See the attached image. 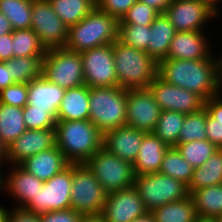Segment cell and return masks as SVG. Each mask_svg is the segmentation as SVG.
Wrapping results in <instances>:
<instances>
[{
	"label": "cell",
	"instance_id": "8fae6325",
	"mask_svg": "<svg viewBox=\"0 0 222 222\" xmlns=\"http://www.w3.org/2000/svg\"><path fill=\"white\" fill-rule=\"evenodd\" d=\"M164 14L176 32L205 31L210 21L220 17L203 0H172Z\"/></svg>",
	"mask_w": 222,
	"mask_h": 222
},
{
	"label": "cell",
	"instance_id": "9c48e42d",
	"mask_svg": "<svg viewBox=\"0 0 222 222\" xmlns=\"http://www.w3.org/2000/svg\"><path fill=\"white\" fill-rule=\"evenodd\" d=\"M107 193L88 167L72 164L71 208L81 215H99Z\"/></svg>",
	"mask_w": 222,
	"mask_h": 222
},
{
	"label": "cell",
	"instance_id": "816d5d0a",
	"mask_svg": "<svg viewBox=\"0 0 222 222\" xmlns=\"http://www.w3.org/2000/svg\"><path fill=\"white\" fill-rule=\"evenodd\" d=\"M79 222H105L103 216L99 215H82Z\"/></svg>",
	"mask_w": 222,
	"mask_h": 222
},
{
	"label": "cell",
	"instance_id": "9a60e30c",
	"mask_svg": "<svg viewBox=\"0 0 222 222\" xmlns=\"http://www.w3.org/2000/svg\"><path fill=\"white\" fill-rule=\"evenodd\" d=\"M162 110L146 89L127 90L126 125L144 132H153Z\"/></svg>",
	"mask_w": 222,
	"mask_h": 222
},
{
	"label": "cell",
	"instance_id": "f5cc1de1",
	"mask_svg": "<svg viewBox=\"0 0 222 222\" xmlns=\"http://www.w3.org/2000/svg\"><path fill=\"white\" fill-rule=\"evenodd\" d=\"M0 165H8L7 161V147L0 140Z\"/></svg>",
	"mask_w": 222,
	"mask_h": 222
},
{
	"label": "cell",
	"instance_id": "5bb4252c",
	"mask_svg": "<svg viewBox=\"0 0 222 222\" xmlns=\"http://www.w3.org/2000/svg\"><path fill=\"white\" fill-rule=\"evenodd\" d=\"M162 111L184 114L197 112L205 107V100L197 93L166 83L157 76L148 86Z\"/></svg>",
	"mask_w": 222,
	"mask_h": 222
},
{
	"label": "cell",
	"instance_id": "60d3db41",
	"mask_svg": "<svg viewBox=\"0 0 222 222\" xmlns=\"http://www.w3.org/2000/svg\"><path fill=\"white\" fill-rule=\"evenodd\" d=\"M0 103L23 108L28 103V84L15 83L2 89Z\"/></svg>",
	"mask_w": 222,
	"mask_h": 222
},
{
	"label": "cell",
	"instance_id": "836d02e7",
	"mask_svg": "<svg viewBox=\"0 0 222 222\" xmlns=\"http://www.w3.org/2000/svg\"><path fill=\"white\" fill-rule=\"evenodd\" d=\"M193 172L194 167L182 157L176 147H169L167 149L159 173L180 180L188 186Z\"/></svg>",
	"mask_w": 222,
	"mask_h": 222
},
{
	"label": "cell",
	"instance_id": "6da1fadb",
	"mask_svg": "<svg viewBox=\"0 0 222 222\" xmlns=\"http://www.w3.org/2000/svg\"><path fill=\"white\" fill-rule=\"evenodd\" d=\"M158 76L166 83L197 93L205 101L221 92L220 59H163Z\"/></svg>",
	"mask_w": 222,
	"mask_h": 222
},
{
	"label": "cell",
	"instance_id": "9f6ffc18",
	"mask_svg": "<svg viewBox=\"0 0 222 222\" xmlns=\"http://www.w3.org/2000/svg\"><path fill=\"white\" fill-rule=\"evenodd\" d=\"M133 222H155L153 215L148 212L146 215L136 218Z\"/></svg>",
	"mask_w": 222,
	"mask_h": 222
},
{
	"label": "cell",
	"instance_id": "b9f144b4",
	"mask_svg": "<svg viewBox=\"0 0 222 222\" xmlns=\"http://www.w3.org/2000/svg\"><path fill=\"white\" fill-rule=\"evenodd\" d=\"M137 0H96V7L120 20Z\"/></svg>",
	"mask_w": 222,
	"mask_h": 222
},
{
	"label": "cell",
	"instance_id": "94428289",
	"mask_svg": "<svg viewBox=\"0 0 222 222\" xmlns=\"http://www.w3.org/2000/svg\"><path fill=\"white\" fill-rule=\"evenodd\" d=\"M214 222H222V217L220 218H215V219H212Z\"/></svg>",
	"mask_w": 222,
	"mask_h": 222
},
{
	"label": "cell",
	"instance_id": "7a4b0ae2",
	"mask_svg": "<svg viewBox=\"0 0 222 222\" xmlns=\"http://www.w3.org/2000/svg\"><path fill=\"white\" fill-rule=\"evenodd\" d=\"M55 138L70 164L85 163L103 147V133L89 120L57 121Z\"/></svg>",
	"mask_w": 222,
	"mask_h": 222
},
{
	"label": "cell",
	"instance_id": "5b68a950",
	"mask_svg": "<svg viewBox=\"0 0 222 222\" xmlns=\"http://www.w3.org/2000/svg\"><path fill=\"white\" fill-rule=\"evenodd\" d=\"M127 89L89 87V121L103 134L126 125Z\"/></svg>",
	"mask_w": 222,
	"mask_h": 222
},
{
	"label": "cell",
	"instance_id": "ab89813d",
	"mask_svg": "<svg viewBox=\"0 0 222 222\" xmlns=\"http://www.w3.org/2000/svg\"><path fill=\"white\" fill-rule=\"evenodd\" d=\"M158 15L154 8L137 0L119 20V24L150 26Z\"/></svg>",
	"mask_w": 222,
	"mask_h": 222
},
{
	"label": "cell",
	"instance_id": "7402d4cb",
	"mask_svg": "<svg viewBox=\"0 0 222 222\" xmlns=\"http://www.w3.org/2000/svg\"><path fill=\"white\" fill-rule=\"evenodd\" d=\"M168 148L169 146L152 132L146 133L140 145L138 156L133 163L135 175L159 172Z\"/></svg>",
	"mask_w": 222,
	"mask_h": 222
},
{
	"label": "cell",
	"instance_id": "d6986e66",
	"mask_svg": "<svg viewBox=\"0 0 222 222\" xmlns=\"http://www.w3.org/2000/svg\"><path fill=\"white\" fill-rule=\"evenodd\" d=\"M146 133L128 125L120 126L103 134V148L133 164Z\"/></svg>",
	"mask_w": 222,
	"mask_h": 222
},
{
	"label": "cell",
	"instance_id": "ee69618b",
	"mask_svg": "<svg viewBox=\"0 0 222 222\" xmlns=\"http://www.w3.org/2000/svg\"><path fill=\"white\" fill-rule=\"evenodd\" d=\"M206 134L207 140L213 143L218 149H222V124L217 123L206 110Z\"/></svg>",
	"mask_w": 222,
	"mask_h": 222
},
{
	"label": "cell",
	"instance_id": "44dd1931",
	"mask_svg": "<svg viewBox=\"0 0 222 222\" xmlns=\"http://www.w3.org/2000/svg\"><path fill=\"white\" fill-rule=\"evenodd\" d=\"M70 163L65 159L57 145L35 154L19 164L21 168L33 174L43 182L60 173Z\"/></svg>",
	"mask_w": 222,
	"mask_h": 222
},
{
	"label": "cell",
	"instance_id": "7dc6e473",
	"mask_svg": "<svg viewBox=\"0 0 222 222\" xmlns=\"http://www.w3.org/2000/svg\"><path fill=\"white\" fill-rule=\"evenodd\" d=\"M12 33L0 36V61L13 58Z\"/></svg>",
	"mask_w": 222,
	"mask_h": 222
},
{
	"label": "cell",
	"instance_id": "8992f818",
	"mask_svg": "<svg viewBox=\"0 0 222 222\" xmlns=\"http://www.w3.org/2000/svg\"><path fill=\"white\" fill-rule=\"evenodd\" d=\"M42 76L65 90L84 85L81 54L65 47L47 49Z\"/></svg>",
	"mask_w": 222,
	"mask_h": 222
},
{
	"label": "cell",
	"instance_id": "db71d44e",
	"mask_svg": "<svg viewBox=\"0 0 222 222\" xmlns=\"http://www.w3.org/2000/svg\"><path fill=\"white\" fill-rule=\"evenodd\" d=\"M2 166H4V168H2ZM5 166L7 165H0V193L3 191L2 194L5 193V174H6L4 173L6 171Z\"/></svg>",
	"mask_w": 222,
	"mask_h": 222
},
{
	"label": "cell",
	"instance_id": "3957f363",
	"mask_svg": "<svg viewBox=\"0 0 222 222\" xmlns=\"http://www.w3.org/2000/svg\"><path fill=\"white\" fill-rule=\"evenodd\" d=\"M119 20L95 7L77 24L68 28L65 48L79 53L118 40Z\"/></svg>",
	"mask_w": 222,
	"mask_h": 222
},
{
	"label": "cell",
	"instance_id": "681fc988",
	"mask_svg": "<svg viewBox=\"0 0 222 222\" xmlns=\"http://www.w3.org/2000/svg\"><path fill=\"white\" fill-rule=\"evenodd\" d=\"M141 3L147 4L154 8L159 14L165 13L167 7L172 3V0H138Z\"/></svg>",
	"mask_w": 222,
	"mask_h": 222
},
{
	"label": "cell",
	"instance_id": "4fadbf2b",
	"mask_svg": "<svg viewBox=\"0 0 222 222\" xmlns=\"http://www.w3.org/2000/svg\"><path fill=\"white\" fill-rule=\"evenodd\" d=\"M68 28L53 11L48 0H32L31 29L46 49L64 47Z\"/></svg>",
	"mask_w": 222,
	"mask_h": 222
},
{
	"label": "cell",
	"instance_id": "1f68e13d",
	"mask_svg": "<svg viewBox=\"0 0 222 222\" xmlns=\"http://www.w3.org/2000/svg\"><path fill=\"white\" fill-rule=\"evenodd\" d=\"M184 120V113L170 110L162 111L152 133L167 146L175 147L178 144V136Z\"/></svg>",
	"mask_w": 222,
	"mask_h": 222
},
{
	"label": "cell",
	"instance_id": "680465c9",
	"mask_svg": "<svg viewBox=\"0 0 222 222\" xmlns=\"http://www.w3.org/2000/svg\"><path fill=\"white\" fill-rule=\"evenodd\" d=\"M220 53H222V51ZM220 77H221V93H222V54L220 55Z\"/></svg>",
	"mask_w": 222,
	"mask_h": 222
},
{
	"label": "cell",
	"instance_id": "e0dca14e",
	"mask_svg": "<svg viewBox=\"0 0 222 222\" xmlns=\"http://www.w3.org/2000/svg\"><path fill=\"white\" fill-rule=\"evenodd\" d=\"M206 34V31L176 32L171 40L170 48L165 59H220V53L219 55L217 53L215 54L212 50L214 46L209 44L212 41H210L211 38H208L209 35L207 36Z\"/></svg>",
	"mask_w": 222,
	"mask_h": 222
},
{
	"label": "cell",
	"instance_id": "8d00e7d4",
	"mask_svg": "<svg viewBox=\"0 0 222 222\" xmlns=\"http://www.w3.org/2000/svg\"><path fill=\"white\" fill-rule=\"evenodd\" d=\"M175 147L194 168L202 166L218 150L209 140L180 143Z\"/></svg>",
	"mask_w": 222,
	"mask_h": 222
},
{
	"label": "cell",
	"instance_id": "277c9868",
	"mask_svg": "<svg viewBox=\"0 0 222 222\" xmlns=\"http://www.w3.org/2000/svg\"><path fill=\"white\" fill-rule=\"evenodd\" d=\"M118 86L123 89H146L158 76V63L146 51L113 42Z\"/></svg>",
	"mask_w": 222,
	"mask_h": 222
},
{
	"label": "cell",
	"instance_id": "c3c4849f",
	"mask_svg": "<svg viewBox=\"0 0 222 222\" xmlns=\"http://www.w3.org/2000/svg\"><path fill=\"white\" fill-rule=\"evenodd\" d=\"M15 84L12 79L10 67L4 61H0V91L10 85Z\"/></svg>",
	"mask_w": 222,
	"mask_h": 222
},
{
	"label": "cell",
	"instance_id": "83f0119b",
	"mask_svg": "<svg viewBox=\"0 0 222 222\" xmlns=\"http://www.w3.org/2000/svg\"><path fill=\"white\" fill-rule=\"evenodd\" d=\"M27 130L23 108L0 103V140L8 147Z\"/></svg>",
	"mask_w": 222,
	"mask_h": 222
},
{
	"label": "cell",
	"instance_id": "ffe728a7",
	"mask_svg": "<svg viewBox=\"0 0 222 222\" xmlns=\"http://www.w3.org/2000/svg\"><path fill=\"white\" fill-rule=\"evenodd\" d=\"M6 169L8 171L5 172V194L13 198L14 207L23 208L32 198H35L44 182L19 165H7Z\"/></svg>",
	"mask_w": 222,
	"mask_h": 222
},
{
	"label": "cell",
	"instance_id": "603a6c76",
	"mask_svg": "<svg viewBox=\"0 0 222 222\" xmlns=\"http://www.w3.org/2000/svg\"><path fill=\"white\" fill-rule=\"evenodd\" d=\"M65 89L47 81L43 76L28 83V105L34 109L51 111L56 117Z\"/></svg>",
	"mask_w": 222,
	"mask_h": 222
},
{
	"label": "cell",
	"instance_id": "30bf717a",
	"mask_svg": "<svg viewBox=\"0 0 222 222\" xmlns=\"http://www.w3.org/2000/svg\"><path fill=\"white\" fill-rule=\"evenodd\" d=\"M71 187L72 164H69L60 173L45 181L35 198H32L23 208L37 214L69 209L71 208Z\"/></svg>",
	"mask_w": 222,
	"mask_h": 222
},
{
	"label": "cell",
	"instance_id": "74e56055",
	"mask_svg": "<svg viewBox=\"0 0 222 222\" xmlns=\"http://www.w3.org/2000/svg\"><path fill=\"white\" fill-rule=\"evenodd\" d=\"M150 30L151 25L119 24L118 40L130 47L146 51Z\"/></svg>",
	"mask_w": 222,
	"mask_h": 222
},
{
	"label": "cell",
	"instance_id": "f35d334b",
	"mask_svg": "<svg viewBox=\"0 0 222 222\" xmlns=\"http://www.w3.org/2000/svg\"><path fill=\"white\" fill-rule=\"evenodd\" d=\"M24 123L27 129H55L57 117L46 110L34 109L26 104L23 107Z\"/></svg>",
	"mask_w": 222,
	"mask_h": 222
},
{
	"label": "cell",
	"instance_id": "f546056e",
	"mask_svg": "<svg viewBox=\"0 0 222 222\" xmlns=\"http://www.w3.org/2000/svg\"><path fill=\"white\" fill-rule=\"evenodd\" d=\"M53 11L70 27L87 16L95 7L96 0H48Z\"/></svg>",
	"mask_w": 222,
	"mask_h": 222
},
{
	"label": "cell",
	"instance_id": "cb8c5ba5",
	"mask_svg": "<svg viewBox=\"0 0 222 222\" xmlns=\"http://www.w3.org/2000/svg\"><path fill=\"white\" fill-rule=\"evenodd\" d=\"M89 120V87L67 89L57 113V121Z\"/></svg>",
	"mask_w": 222,
	"mask_h": 222
},
{
	"label": "cell",
	"instance_id": "ba28073f",
	"mask_svg": "<svg viewBox=\"0 0 222 222\" xmlns=\"http://www.w3.org/2000/svg\"><path fill=\"white\" fill-rule=\"evenodd\" d=\"M134 187L148 212L189 196L187 185L159 172L135 176Z\"/></svg>",
	"mask_w": 222,
	"mask_h": 222
},
{
	"label": "cell",
	"instance_id": "ac0fdd59",
	"mask_svg": "<svg viewBox=\"0 0 222 222\" xmlns=\"http://www.w3.org/2000/svg\"><path fill=\"white\" fill-rule=\"evenodd\" d=\"M55 145V129H27L7 147L8 165H19L25 159Z\"/></svg>",
	"mask_w": 222,
	"mask_h": 222
},
{
	"label": "cell",
	"instance_id": "d4e9b609",
	"mask_svg": "<svg viewBox=\"0 0 222 222\" xmlns=\"http://www.w3.org/2000/svg\"><path fill=\"white\" fill-rule=\"evenodd\" d=\"M175 34L176 30L168 17L164 13L159 14L151 24L146 53L159 63L167 57L171 40Z\"/></svg>",
	"mask_w": 222,
	"mask_h": 222
},
{
	"label": "cell",
	"instance_id": "4316f807",
	"mask_svg": "<svg viewBox=\"0 0 222 222\" xmlns=\"http://www.w3.org/2000/svg\"><path fill=\"white\" fill-rule=\"evenodd\" d=\"M219 184H222V149H218L202 166L194 168L187 189L190 195L197 189Z\"/></svg>",
	"mask_w": 222,
	"mask_h": 222
},
{
	"label": "cell",
	"instance_id": "d6a6232c",
	"mask_svg": "<svg viewBox=\"0 0 222 222\" xmlns=\"http://www.w3.org/2000/svg\"><path fill=\"white\" fill-rule=\"evenodd\" d=\"M13 58L45 56L47 49L31 29H15L12 32Z\"/></svg>",
	"mask_w": 222,
	"mask_h": 222
},
{
	"label": "cell",
	"instance_id": "4dcf8cb0",
	"mask_svg": "<svg viewBox=\"0 0 222 222\" xmlns=\"http://www.w3.org/2000/svg\"><path fill=\"white\" fill-rule=\"evenodd\" d=\"M44 56L15 57L4 61L10 67L12 79L15 83L28 84L42 76Z\"/></svg>",
	"mask_w": 222,
	"mask_h": 222
},
{
	"label": "cell",
	"instance_id": "d590c367",
	"mask_svg": "<svg viewBox=\"0 0 222 222\" xmlns=\"http://www.w3.org/2000/svg\"><path fill=\"white\" fill-rule=\"evenodd\" d=\"M207 140L206 108L185 114V120L178 136V144Z\"/></svg>",
	"mask_w": 222,
	"mask_h": 222
},
{
	"label": "cell",
	"instance_id": "bcb514c9",
	"mask_svg": "<svg viewBox=\"0 0 222 222\" xmlns=\"http://www.w3.org/2000/svg\"><path fill=\"white\" fill-rule=\"evenodd\" d=\"M205 108L208 113L222 124V93L213 96L205 101Z\"/></svg>",
	"mask_w": 222,
	"mask_h": 222
},
{
	"label": "cell",
	"instance_id": "7bdbcfd3",
	"mask_svg": "<svg viewBox=\"0 0 222 222\" xmlns=\"http://www.w3.org/2000/svg\"><path fill=\"white\" fill-rule=\"evenodd\" d=\"M82 215L72 208L40 214V222H79Z\"/></svg>",
	"mask_w": 222,
	"mask_h": 222
},
{
	"label": "cell",
	"instance_id": "91938a15",
	"mask_svg": "<svg viewBox=\"0 0 222 222\" xmlns=\"http://www.w3.org/2000/svg\"><path fill=\"white\" fill-rule=\"evenodd\" d=\"M195 222H214L211 219H202V218H198Z\"/></svg>",
	"mask_w": 222,
	"mask_h": 222
},
{
	"label": "cell",
	"instance_id": "484cf974",
	"mask_svg": "<svg viewBox=\"0 0 222 222\" xmlns=\"http://www.w3.org/2000/svg\"><path fill=\"white\" fill-rule=\"evenodd\" d=\"M190 196L198 218L212 220L222 217V184L197 189Z\"/></svg>",
	"mask_w": 222,
	"mask_h": 222
},
{
	"label": "cell",
	"instance_id": "2e32d148",
	"mask_svg": "<svg viewBox=\"0 0 222 222\" xmlns=\"http://www.w3.org/2000/svg\"><path fill=\"white\" fill-rule=\"evenodd\" d=\"M147 213L138 190L132 186L107 194L101 215L105 222H133Z\"/></svg>",
	"mask_w": 222,
	"mask_h": 222
},
{
	"label": "cell",
	"instance_id": "7c38bea8",
	"mask_svg": "<svg viewBox=\"0 0 222 222\" xmlns=\"http://www.w3.org/2000/svg\"><path fill=\"white\" fill-rule=\"evenodd\" d=\"M80 54L85 85L88 87L118 86L113 43L94 47Z\"/></svg>",
	"mask_w": 222,
	"mask_h": 222
},
{
	"label": "cell",
	"instance_id": "52a82bcc",
	"mask_svg": "<svg viewBox=\"0 0 222 222\" xmlns=\"http://www.w3.org/2000/svg\"><path fill=\"white\" fill-rule=\"evenodd\" d=\"M107 194L134 186L133 164L101 148L85 163Z\"/></svg>",
	"mask_w": 222,
	"mask_h": 222
},
{
	"label": "cell",
	"instance_id": "f907efd6",
	"mask_svg": "<svg viewBox=\"0 0 222 222\" xmlns=\"http://www.w3.org/2000/svg\"><path fill=\"white\" fill-rule=\"evenodd\" d=\"M13 29L9 19L0 11V36L12 33Z\"/></svg>",
	"mask_w": 222,
	"mask_h": 222
},
{
	"label": "cell",
	"instance_id": "f6af8a7d",
	"mask_svg": "<svg viewBox=\"0 0 222 222\" xmlns=\"http://www.w3.org/2000/svg\"><path fill=\"white\" fill-rule=\"evenodd\" d=\"M10 207H8L6 222H40V214L12 205Z\"/></svg>",
	"mask_w": 222,
	"mask_h": 222
},
{
	"label": "cell",
	"instance_id": "6f0895ef",
	"mask_svg": "<svg viewBox=\"0 0 222 222\" xmlns=\"http://www.w3.org/2000/svg\"><path fill=\"white\" fill-rule=\"evenodd\" d=\"M8 207H4L3 204L1 205L0 202V222H6V215H7Z\"/></svg>",
	"mask_w": 222,
	"mask_h": 222
},
{
	"label": "cell",
	"instance_id": "11a10c76",
	"mask_svg": "<svg viewBox=\"0 0 222 222\" xmlns=\"http://www.w3.org/2000/svg\"><path fill=\"white\" fill-rule=\"evenodd\" d=\"M213 10H215L218 14H220V4L222 3V0H204Z\"/></svg>",
	"mask_w": 222,
	"mask_h": 222
},
{
	"label": "cell",
	"instance_id": "f1b7e54d",
	"mask_svg": "<svg viewBox=\"0 0 222 222\" xmlns=\"http://www.w3.org/2000/svg\"><path fill=\"white\" fill-rule=\"evenodd\" d=\"M150 213L155 222H195L198 219L190 195L183 200L167 203Z\"/></svg>",
	"mask_w": 222,
	"mask_h": 222
},
{
	"label": "cell",
	"instance_id": "e575fe53",
	"mask_svg": "<svg viewBox=\"0 0 222 222\" xmlns=\"http://www.w3.org/2000/svg\"><path fill=\"white\" fill-rule=\"evenodd\" d=\"M32 0H0V11L9 19L12 29L31 28Z\"/></svg>",
	"mask_w": 222,
	"mask_h": 222
}]
</instances>
